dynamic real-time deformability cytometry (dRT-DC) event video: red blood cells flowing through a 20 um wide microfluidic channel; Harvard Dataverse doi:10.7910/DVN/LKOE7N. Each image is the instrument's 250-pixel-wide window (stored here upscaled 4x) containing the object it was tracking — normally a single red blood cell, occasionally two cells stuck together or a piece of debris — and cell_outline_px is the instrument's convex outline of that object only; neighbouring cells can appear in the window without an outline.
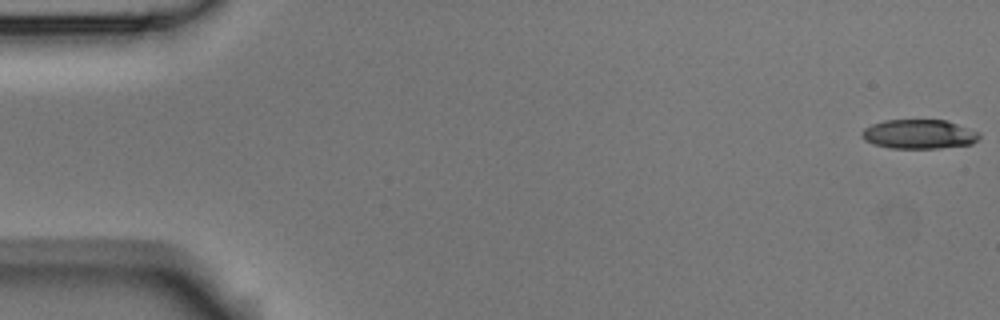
{"species": "Egyptian fruit bat (a non-hibernating species)", "species_latin": "Rousettus aegyptiacus", "temperature_condition": "room temperature", "stored_images_in_passage": 50, "camera_frame_rate_fps": 3000, "um_per_image_px": 0.085, "animal": {"sex": "male"}, "frame": {"image": 1, "passage_image": 1, "time_ms": 0.0, "image_size_px": [1000, 320], "cell_outline_px": [[980, 136], [972, 144], [940, 148], [888, 148], [872, 144], [864, 140], [860, 136], [860, 132], [864, 128], [872, 124], [884, 120], [944, 120], [980, 132]], "centroid_in_image_um": [78.06, 11.41], "position_along_channel_um": 6.9, "area_um2": 20.11}}
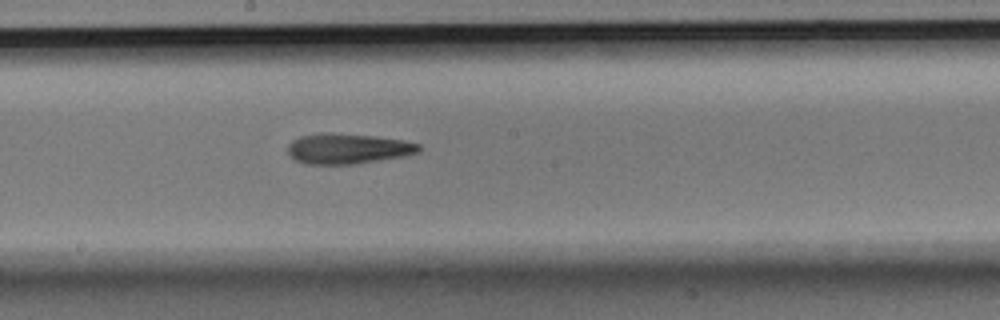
{"frame": {"image": 2, "passage_image": 29, "time_ms": 9.333, "image_size_px": [1000, 320], "cell_outline_px": [[420, 152], [404, 156], [356, 164], [304, 164], [296, 160], [288, 152], [288, 144], [292, 140], [300, 136], [320, 132], [332, 132], [376, 136], [404, 140], [420, 144]], "centroid_in_image_um": [29.57, 12.62], "position_along_channel_um": 218.6, "area_um2": 23.47}}
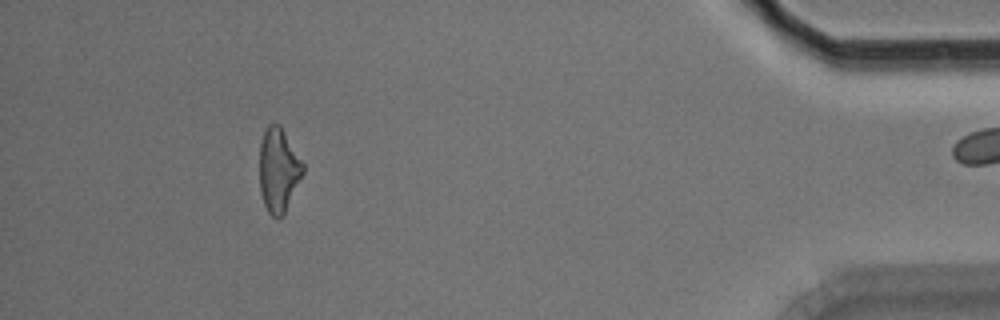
{"frame": {"image": 3, "passage_image": 49, "time_ms": 16.0, "image_size_px": [1000, 320], "cell_outline_px": [[304, 172], [284, 216], [276, 220], [268, 212], [264, 204], [260, 192], [260, 144], [264, 132], [268, 124], [280, 124], [304, 164]], "centroid_in_image_um": [23.68, 14.49], "position_along_channel_um": 411.5, "area_um2": 21.44}}